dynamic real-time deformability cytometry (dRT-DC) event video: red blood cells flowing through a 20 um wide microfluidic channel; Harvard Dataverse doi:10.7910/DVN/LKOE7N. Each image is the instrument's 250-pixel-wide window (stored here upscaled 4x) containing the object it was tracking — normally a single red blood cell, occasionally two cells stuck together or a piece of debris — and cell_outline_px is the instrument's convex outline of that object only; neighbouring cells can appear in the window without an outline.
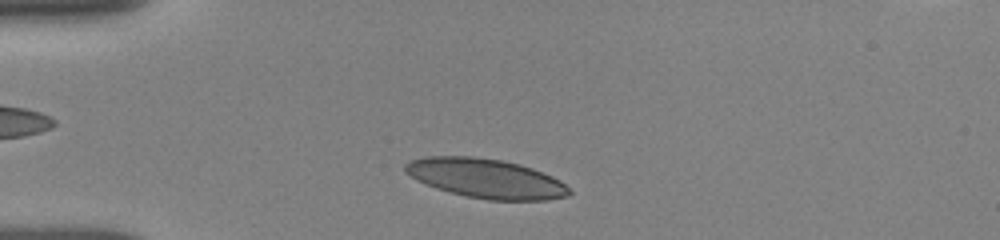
{"species": "human", "species_latin": "Homo sapiens", "temperature_condition": "room temperature", "stored_images_in_passage": 12, "camera_frame_rate_fps": 3000, "um_per_image_px": 0.085, "donor": {"sex": "female"}, "frame": {"image": 1, "passage_image": 7, "time_ms": 1.333, "image_size_px": [1000, 240], "cell_outline_px": [[572, 192], [568, 196], [548, 200], [488, 200], [468, 196], [436, 188], [416, 180], [404, 172], [404, 164], [412, 160], [428, 156], [472, 156], [500, 160], [520, 164], [532, 168], [552, 176], [560, 180]], "centroid_in_image_um": [41.3, 15.16], "position_along_channel_um": 43.7, "area_um2": 37.51}}